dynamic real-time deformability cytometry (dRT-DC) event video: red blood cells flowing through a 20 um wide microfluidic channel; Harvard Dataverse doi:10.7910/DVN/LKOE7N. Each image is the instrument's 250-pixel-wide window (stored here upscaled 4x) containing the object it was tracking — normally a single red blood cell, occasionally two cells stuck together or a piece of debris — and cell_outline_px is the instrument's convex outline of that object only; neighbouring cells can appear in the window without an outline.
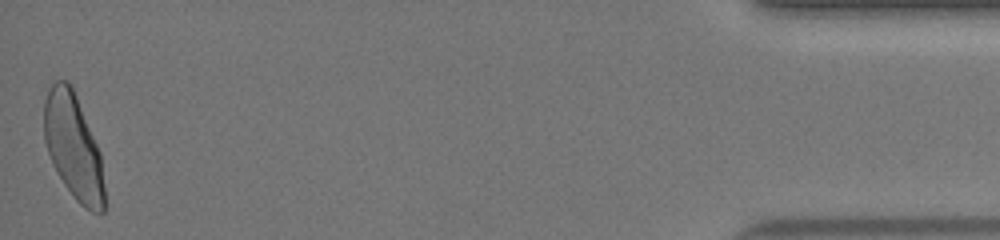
{"species": "human", "species_latin": "Homo sapiens", "temperature_condition": "warm", "stored_images_in_passage": 47, "camera_frame_rate_fps": 3000, "um_per_image_px": 0.085, "donor": {"sex": "female"}, "frame": {"image": 1, "passage_image": 47, "time_ms": 15.333, "image_size_px": [1000, 240], "cell_outline_px": [[104, 212], [92, 212], [84, 208], [76, 200], [64, 184], [52, 164], [44, 140], [44, 100], [48, 88], [56, 80], [68, 80], [76, 96], [100, 152], [104, 188]], "centroid_in_image_um": [6.22, 12.46], "position_along_channel_um": 429.0, "area_um2": 36.82}, "authors_computed_cell_mechanics": {"area_um2": 36.8764, "velocity_mm_per_s": 4.0448, "shape_relaxation_time_tau1_ms": 4.9301, "shape_relaxation_time_tau2_ms": null, "deformation_change_tau1": 0.1812, "deformation_change_tau2": null}}